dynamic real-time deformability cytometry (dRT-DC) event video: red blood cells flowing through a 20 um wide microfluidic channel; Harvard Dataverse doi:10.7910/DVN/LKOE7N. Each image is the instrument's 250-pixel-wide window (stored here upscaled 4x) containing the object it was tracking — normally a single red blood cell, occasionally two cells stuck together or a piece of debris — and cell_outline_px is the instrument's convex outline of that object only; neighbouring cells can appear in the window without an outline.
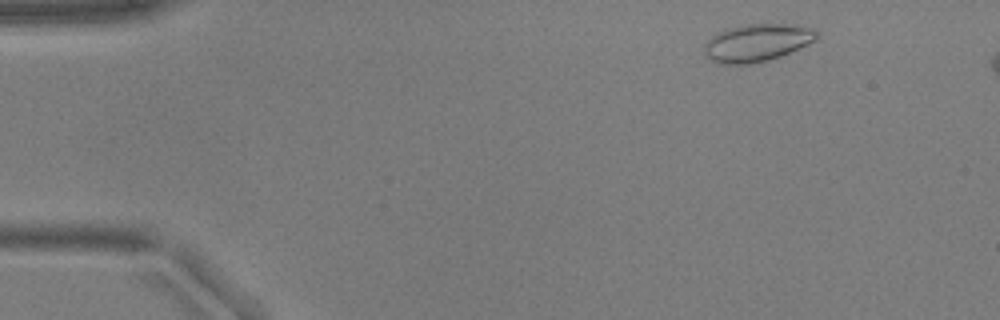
{"species": "common noctule bat (a hibernating species)", "species_latin": "Nyctalus noctula", "temperature_condition": "warm", "stored_images_in_passage": 48, "camera_frame_rate_fps": 3000, "um_per_image_px": 0.085, "animal": {"sex": "male", "body_mass_g": 17.9, "forearm_length_mm": 54.2}, "frame": {"image": 1, "passage_image": 2, "time_ms": 0.333, "image_size_px": [1000, 320], "cell_outline_px": [[816, 40], [808, 44], [780, 56], [768, 60], [748, 64], [720, 64], [712, 60], [704, 52], [704, 44], [716, 32], [728, 28], [748, 24], [792, 24], [808, 28], [816, 32]], "centroid_in_image_um": [64.3, 3.63], "position_along_channel_um": 20.7, "area_um2": 24.28}}
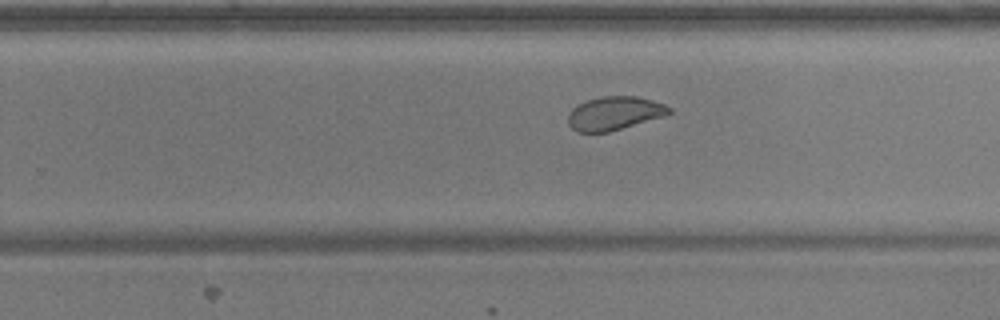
{"frame": {"image": 2, "passage_image": 30, "time_ms": 9.667, "image_size_px": [1000, 320], "cell_outline_px": [[672, 112], [664, 116], [608, 132], [576, 132], [568, 124], [568, 112], [572, 108], [588, 100], [604, 96], [636, 96], [652, 100], [664, 104], [672, 108]], "centroid_in_image_um": [52.22, 9.63], "position_along_channel_um": 277.6, "area_um2": 19.65}}
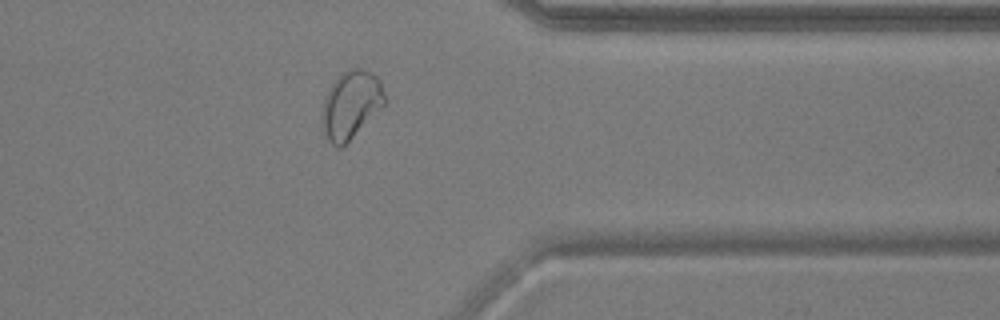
{"frame": {"image": 3, "passage_image": 39, "time_ms": 12.667, "image_size_px": [1000, 320], "cell_outline_px": [[384, 104], [340, 148], [336, 148], [328, 140], [324, 132], [320, 116], [324, 96], [336, 76], [340, 72], [348, 68], [360, 68], [372, 72], [380, 80], [384, 96]], "centroid_in_image_um": [29.76, 8.85], "position_along_channel_um": 381.6, "area_um2": 24.57}}